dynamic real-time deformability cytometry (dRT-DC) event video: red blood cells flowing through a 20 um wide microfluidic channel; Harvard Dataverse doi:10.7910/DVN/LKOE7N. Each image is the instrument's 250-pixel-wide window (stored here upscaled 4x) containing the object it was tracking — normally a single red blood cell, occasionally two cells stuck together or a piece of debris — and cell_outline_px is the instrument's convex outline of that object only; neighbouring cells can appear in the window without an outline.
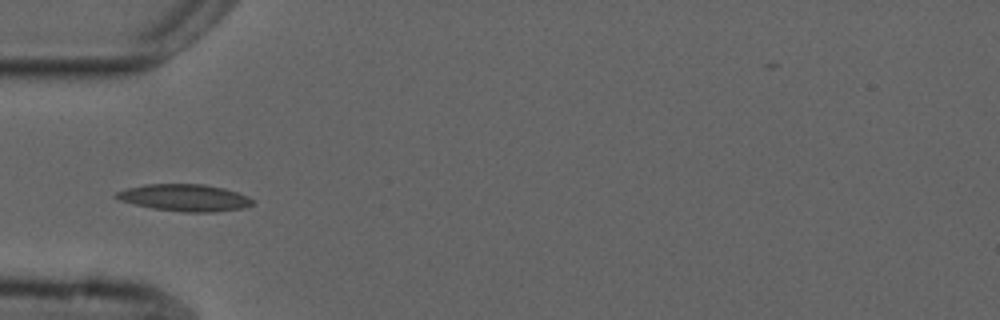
{"species": "common noctule bat (a hibernating species)", "species_latin": "Nyctalus noctula", "temperature_condition": "cold", "stored_images_in_passage": 9, "camera_frame_rate_fps": 3000, "um_per_image_px": 0.085, "animal": {"sex": "male", "forearm_length_mm": 52.5}, "frame": {"image": 1, "passage_image": 4, "time_ms": 4.333, "image_size_px": [1000, 320], "cell_outline_px": [[256, 200], [252, 204], [244, 208], [216, 212], [184, 212], [152, 208], [120, 200], [112, 196], [116, 192], [128, 188], [144, 184], [204, 184], [224, 188], [248, 196]], "centroid_in_image_um": [15.72, 16.8], "position_along_channel_um": 69.3, "area_um2": 21.44}}
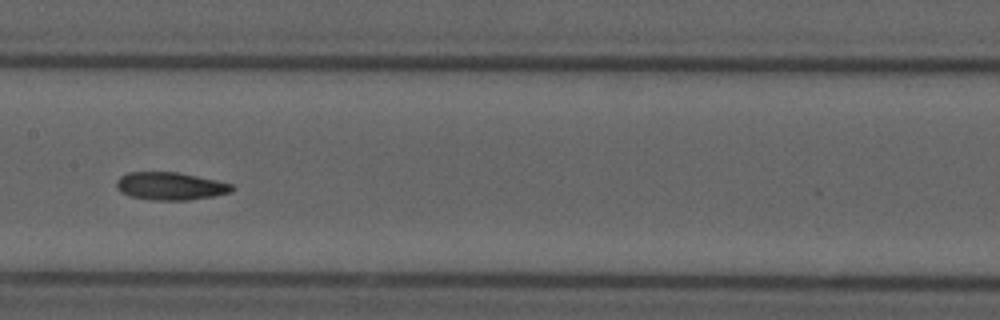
{"frame": {"image": 2, "passage_image": 7, "time_ms": 7.667, "image_size_px": [1000, 320], "cell_outline_px": [[236, 188], [232, 192], [212, 196], [188, 200], [148, 200], [128, 196], [120, 192], [116, 188], [116, 180], [120, 176], [128, 172], [180, 172], [216, 180], [232, 184]], "centroid_in_image_um": [14.45, 15.82], "position_along_channel_um": 192.9, "area_um2": 18.96}}
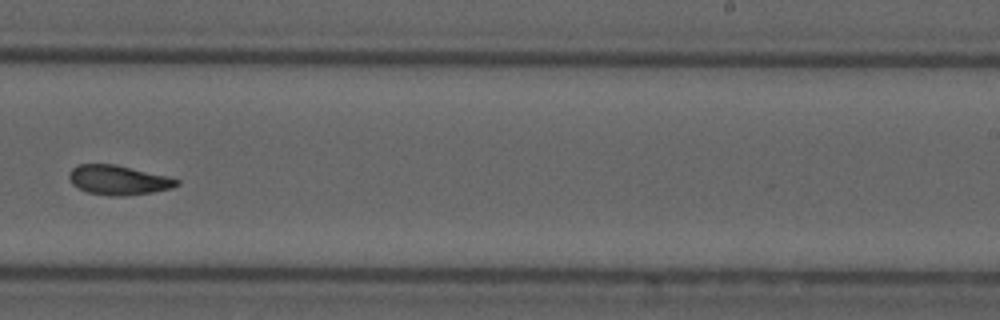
{"frame": {"image": 3, "passage_image": 9, "time_ms": 10.0, "image_size_px": [1000, 320], "cell_outline_px": [[180, 184], [172, 188], [152, 192], [124, 196], [108, 196], [88, 192], [72, 184], [68, 176], [68, 172], [76, 164], [116, 164], [168, 176], [180, 180]], "centroid_in_image_um": [10.06, 15.3], "position_along_channel_um": 278.9, "area_um2": 18.67}}